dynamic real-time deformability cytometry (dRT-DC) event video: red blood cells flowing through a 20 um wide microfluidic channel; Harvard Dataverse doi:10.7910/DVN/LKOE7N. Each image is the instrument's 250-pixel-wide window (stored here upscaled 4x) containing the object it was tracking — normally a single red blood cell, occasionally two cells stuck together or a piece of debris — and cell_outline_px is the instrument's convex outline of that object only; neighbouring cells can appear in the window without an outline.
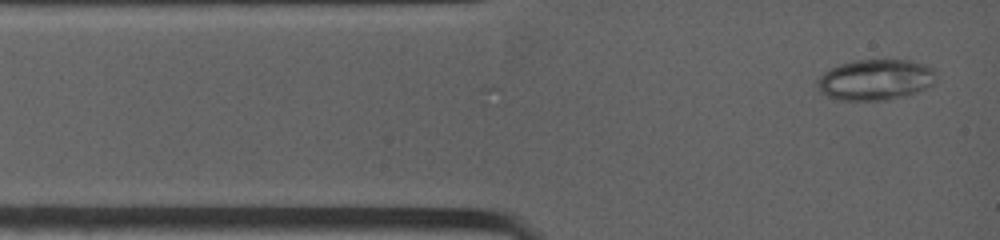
{"species": "common noctule bat (a hibernating species)", "species_latin": "Nyctalus noctula", "temperature_condition": "warm", "stored_images_in_passage": 3, "camera_frame_rate_fps": 4500, "um_per_image_px": 0.085, "animal": {"sex": "female", "body_mass_g": 19.0, "forearm_length_mm": 53.3}, "frame": {"image": 1, "passage_image": 1, "time_ms": 0.0, "image_size_px": [1000, 240], "cell_outline_px": [[936, 76], [932, 84], [916, 92], [904, 96], [888, 100], [836, 100], [820, 92], [816, 84], [816, 80], [824, 72], [840, 64], [856, 60], [912, 60], [924, 64], [932, 68]], "centroid_in_image_um": [74.38, 6.78], "position_along_channel_um": 10.6, "area_um2": 28.21}}